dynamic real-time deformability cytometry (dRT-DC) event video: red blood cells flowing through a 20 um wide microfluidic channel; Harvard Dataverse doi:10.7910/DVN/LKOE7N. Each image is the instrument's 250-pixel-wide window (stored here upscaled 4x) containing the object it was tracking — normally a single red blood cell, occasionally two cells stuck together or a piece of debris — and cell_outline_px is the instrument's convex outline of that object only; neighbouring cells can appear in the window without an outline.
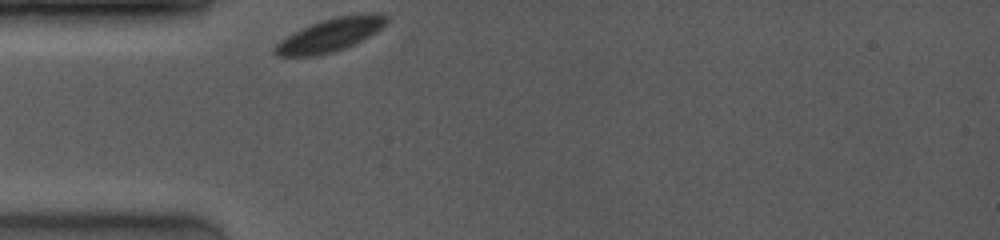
{"species": "common noctule bat (a hibernating species)", "species_latin": "Nyctalus noctula", "temperature_condition": "room temperature", "stored_images_in_passage": 1, "camera_frame_rate_fps": 4000, "um_per_image_px": 0.085, "animal": {"sex": "female", "body_mass_g": 19.0, "forearm_length_mm": 53.3}, "frame": {"image": 1, "passage_image": 1, "time_ms": 0.0, "image_size_px": [1000, 240], "cell_outline_px": [[388, 20], [376, 32], [356, 44], [320, 56], [276, 56], [272, 52], [272, 48], [280, 40], [320, 20], [336, 16], [372, 12], [376, 12], [388, 16]], "centroid_in_image_um": [28.08, 2.97], "position_along_channel_um": 56.9, "area_um2": 21.62}}